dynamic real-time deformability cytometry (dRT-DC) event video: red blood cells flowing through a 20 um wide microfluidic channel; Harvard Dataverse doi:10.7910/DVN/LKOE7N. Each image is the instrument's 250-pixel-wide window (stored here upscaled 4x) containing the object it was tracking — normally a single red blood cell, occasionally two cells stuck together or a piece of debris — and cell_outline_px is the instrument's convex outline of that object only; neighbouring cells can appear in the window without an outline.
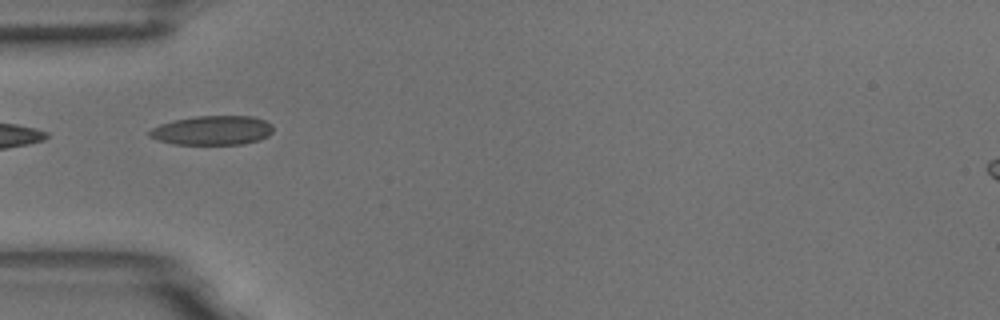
{"species": "common noctule bat (a hibernating species)", "species_latin": "Nyctalus noctula", "temperature_condition": "room temperature", "stored_images_in_passage": 15, "camera_frame_rate_fps": 3000, "um_per_image_px": 0.085, "animal": {"sex": "male", "body_mass_g": 18.8}, "frame": {"image": 1, "passage_image": 5, "time_ms": 1.333, "image_size_px": [1000, 320], "cell_outline_px": [[272, 132], [268, 136], [260, 140], [244, 144], [172, 144], [148, 136], [148, 132], [152, 128], [160, 124], [176, 120], [196, 116], [252, 116], [264, 120], [272, 124]], "centroid_in_image_um": [18.07, 11.08], "position_along_channel_um": 66.9, "area_um2": 21.04}}
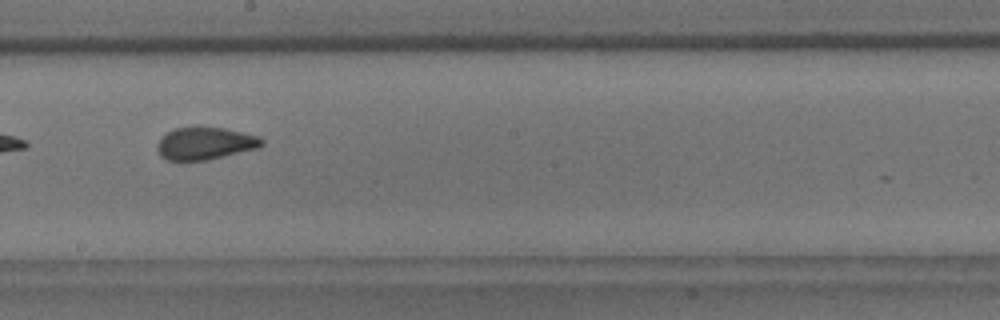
{"frame": {"image": 2, "passage_image": 9, "time_ms": 2.667, "image_size_px": [1000, 320], "cell_outline_px": [[264, 144], [260, 148], [208, 160], [168, 160], [160, 156], [156, 148], [156, 144], [160, 136], [176, 128], [224, 128], [260, 136], [264, 140]], "centroid_in_image_um": [17.45, 12.2], "position_along_channel_um": 230.7, "area_um2": 19.83}}